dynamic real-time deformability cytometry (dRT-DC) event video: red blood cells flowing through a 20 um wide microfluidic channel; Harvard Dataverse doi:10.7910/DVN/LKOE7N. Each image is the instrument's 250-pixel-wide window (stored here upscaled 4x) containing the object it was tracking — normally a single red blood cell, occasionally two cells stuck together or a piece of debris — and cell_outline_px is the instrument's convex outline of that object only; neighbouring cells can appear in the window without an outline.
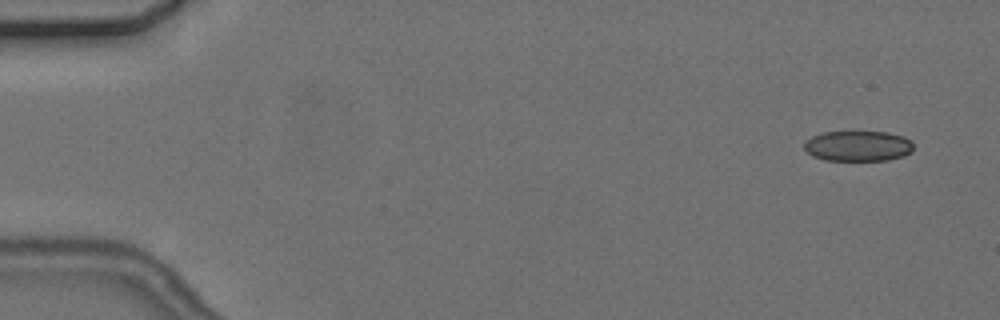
{"species": "common noctule bat (a hibernating species)", "species_latin": "Nyctalus noctula", "temperature_condition": "cold", "stored_images_in_passage": 10, "camera_frame_rate_fps": 3000, "um_per_image_px": 0.085, "animal": {"sex": "female", "body_mass_g": 24.6, "forearm_length_mm": 56.2}, "frame": {"image": 1, "passage_image": 2, "time_ms": 1.0, "image_size_px": [1000, 320], "cell_outline_px": [[912, 152], [904, 156], [888, 160], [824, 160], [812, 156], [804, 148], [804, 140], [812, 136], [824, 132], [888, 132], [904, 136], [912, 140]], "centroid_in_image_um": [72.94, 12.41], "position_along_channel_um": 12.1, "area_um2": 19.54}}
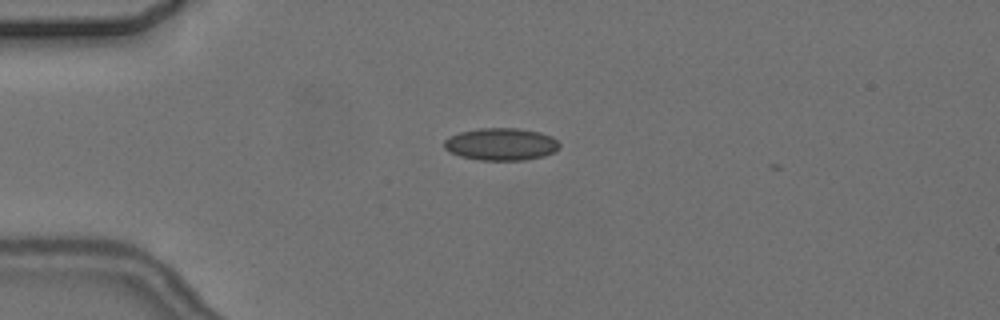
{"frame": {"image": 2, "passage_image": 5, "time_ms": 4.667, "image_size_px": [1000, 320], "cell_outline_px": [[560, 148], [544, 156], [524, 160], [480, 160], [460, 156], [448, 152], [444, 148], [444, 140], [448, 136], [460, 132], [480, 128], [516, 128], [540, 132], [552, 136], [560, 144]], "centroid_in_image_um": [42.57, 12.25], "position_along_channel_um": 42.4, "area_um2": 21.85}}
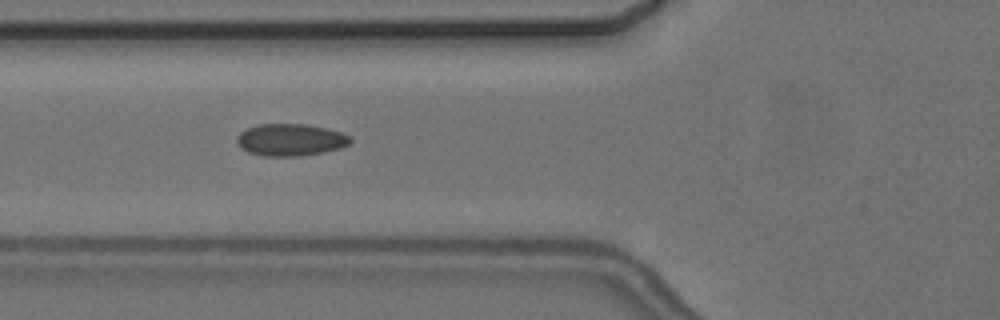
{"frame": {"image": 3, "passage_image": 7, "time_ms": 7.0, "image_size_px": [1000, 320], "cell_outline_px": [[352, 140], [348, 144], [340, 148], [324, 152], [300, 156], [264, 156], [248, 152], [240, 148], [236, 140], [236, 136], [240, 132], [248, 128], [260, 124], [304, 124], [324, 128], [340, 132], [348, 136]], "centroid_in_image_um": [24.65, 11.89], "position_along_channel_um": 101.2, "area_um2": 21.1}}